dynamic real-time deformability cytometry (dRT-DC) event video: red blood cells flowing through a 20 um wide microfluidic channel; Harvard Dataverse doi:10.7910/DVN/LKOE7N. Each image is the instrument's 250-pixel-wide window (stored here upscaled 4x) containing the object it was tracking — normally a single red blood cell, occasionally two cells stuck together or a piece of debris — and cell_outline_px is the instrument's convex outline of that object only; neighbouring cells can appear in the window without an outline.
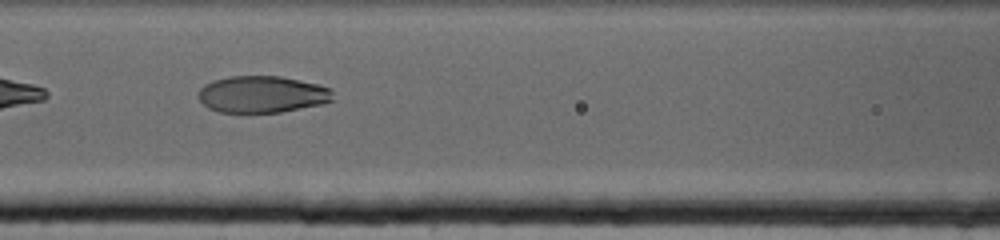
{"species": "human", "species_latin": "Homo sapiens", "temperature_condition": "cold", "stored_images_in_passage": 47, "camera_frame_rate_fps": 3000, "um_per_image_px": 0.085, "donor": {"sex": "female"}, "frame": {"image": 1, "passage_image": 8, "time_ms": 2.333, "image_size_px": [1000, 240], "cell_outline_px": [[336, 100], [324, 104], [280, 112], [220, 112], [208, 108], [196, 96], [196, 92], [204, 84], [212, 80], [228, 76], [280, 76], [300, 80], [316, 84], [328, 88], [332, 92]], "centroid_in_image_um": [22.26, 8.01], "position_along_channel_um": 144.3, "area_um2": 29.13}}
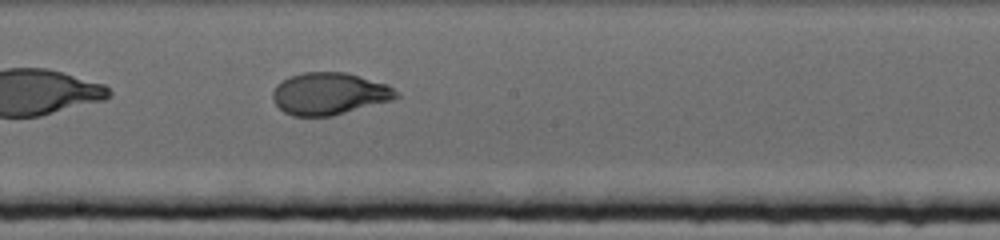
{"frame": {"image": 2, "passage_image": 16, "time_ms": 5.0, "image_size_px": [1000, 240], "cell_outline_px": [[400, 96], [392, 100], [332, 116], [292, 116], [284, 112], [272, 100], [272, 92], [276, 84], [288, 76], [304, 72], [344, 72], [360, 76], [388, 84], [400, 92]], "centroid_in_image_um": [27.99, 7.96], "position_along_channel_um": 220.2, "area_um2": 30.58}}
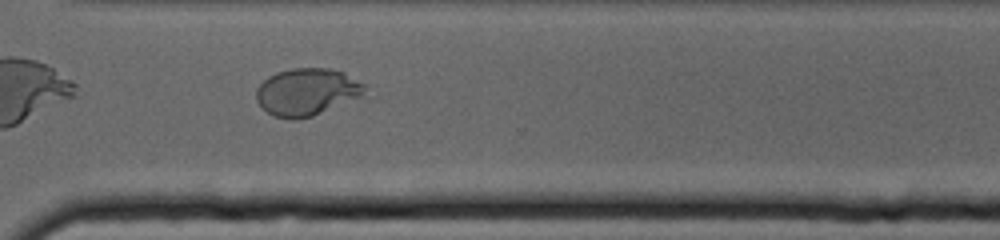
{"frame": {"image": 3, "passage_image": 29, "time_ms": 9.333, "image_size_px": [1000, 240], "cell_outline_px": [[368, 92], [364, 96], [312, 116], [292, 120], [272, 116], [260, 108], [256, 100], [256, 88], [268, 76], [276, 72], [292, 68], [328, 68], [344, 72], [364, 84]], "centroid_in_image_um": [26.07, 7.82], "position_along_channel_um": 344.5, "area_um2": 30.29}}